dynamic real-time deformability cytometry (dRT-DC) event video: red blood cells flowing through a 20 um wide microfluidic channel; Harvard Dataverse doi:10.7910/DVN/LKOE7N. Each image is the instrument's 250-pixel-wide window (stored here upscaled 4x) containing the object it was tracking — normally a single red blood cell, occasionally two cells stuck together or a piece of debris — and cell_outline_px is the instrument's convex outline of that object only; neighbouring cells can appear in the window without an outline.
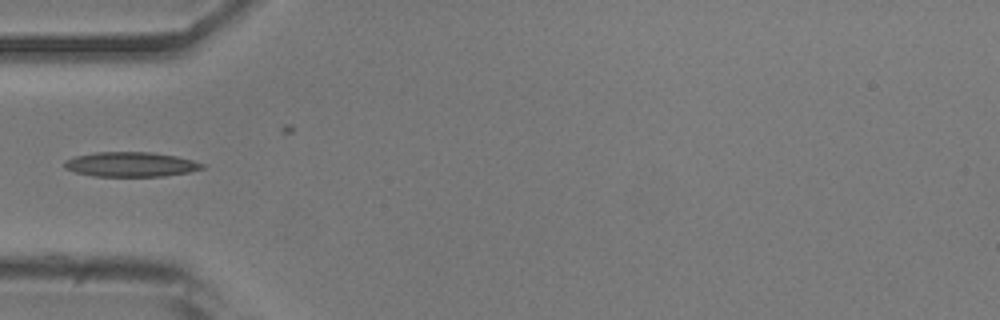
{"species": "common noctule bat (a hibernating species)", "species_latin": "Nyctalus noctula", "temperature_condition": "room temperature", "stored_images_in_passage": 32, "camera_frame_rate_fps": 3000, "um_per_image_px": 0.085, "animal": {"sex": "male", "body_mass_g": 20.5, "forearm_length_mm": 52.5}, "frame": {"image": 1, "passage_image": 1, "time_ms": 0.0, "image_size_px": [1000, 320], "cell_outline_px": [[204, 168], [188, 172], [164, 176], [92, 176], [76, 172], [64, 168], [64, 160], [76, 156], [96, 152], [152, 152], [176, 156], [192, 160], [204, 164]], "centroid_in_image_um": [11.1, 13.97], "position_along_channel_um": 73.9, "area_um2": 19.77}}
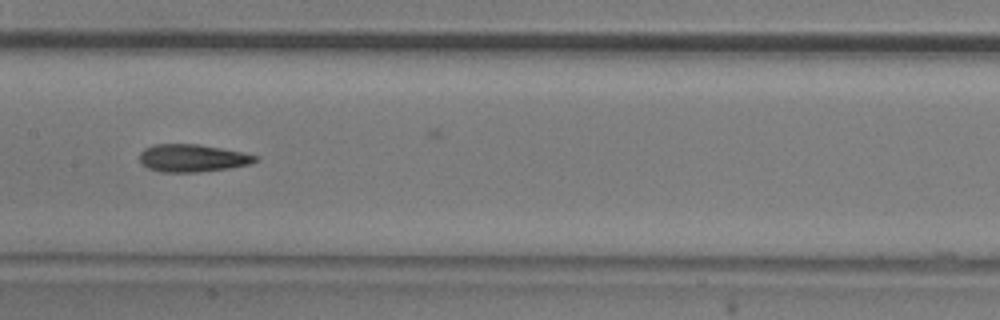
{"frame": {"image": 2, "passage_image": 10, "time_ms": 3.0, "image_size_px": [1000, 320], "cell_outline_px": [[260, 160], [248, 164], [228, 168], [200, 172], [160, 172], [148, 168], [140, 160], [140, 152], [144, 148], [156, 144], [200, 144], [260, 156]], "centroid_in_image_um": [16.36, 13.44], "position_along_channel_um": 191.0, "area_um2": 18.55}}
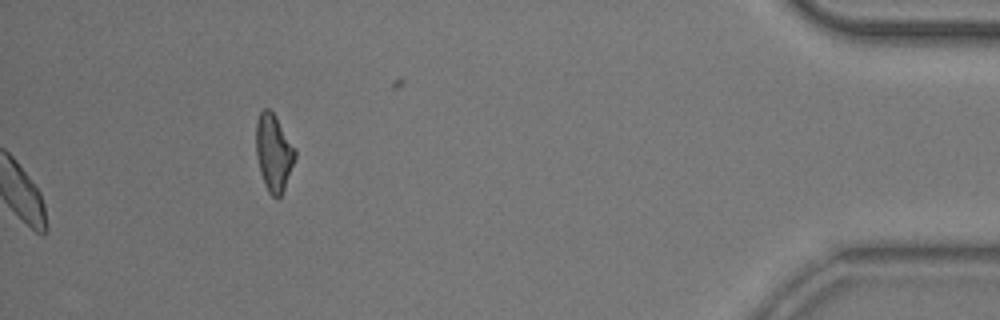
{"frame": {"image": 3, "passage_image": 32, "time_ms": 10.333, "image_size_px": [1000, 320], "cell_outline_px": [[296, 156], [284, 188], [280, 196], [276, 200], [268, 192], [264, 184], [260, 172], [256, 156], [256, 120], [260, 112], [264, 108], [268, 108], [276, 116], [296, 148]], "centroid_in_image_um": [23.26, 12.96], "position_along_channel_um": 411.9, "area_um2": 17.63}}